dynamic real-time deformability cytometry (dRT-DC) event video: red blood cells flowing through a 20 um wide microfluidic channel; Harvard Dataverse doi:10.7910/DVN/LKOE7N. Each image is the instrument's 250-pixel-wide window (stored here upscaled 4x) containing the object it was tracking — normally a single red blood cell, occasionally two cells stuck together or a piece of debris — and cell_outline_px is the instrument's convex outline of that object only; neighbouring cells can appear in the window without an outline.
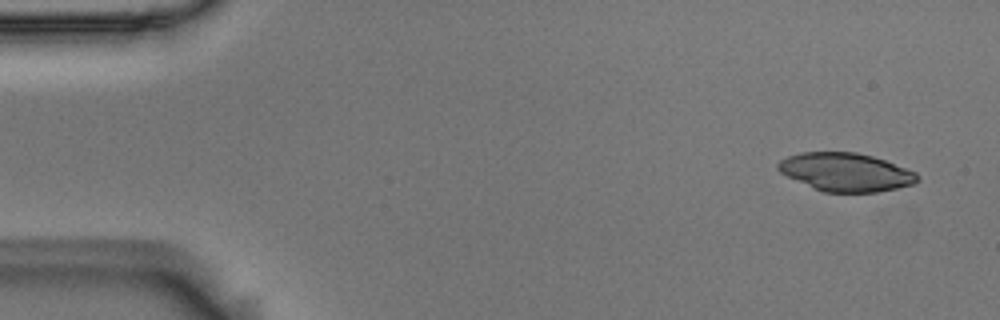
{"species": "Egyptian fruit bat (a non-hibernating species)", "species_latin": "Rousettus aegyptiacus", "temperature_condition": "room temperature", "stored_images_in_passage": 3, "camera_frame_rate_fps": 3000, "um_per_image_px": 0.085, "animal": {"sex": "male"}, "frame": {"image": 1, "passage_image": 1, "time_ms": 0.0, "image_size_px": [1000, 320], "cell_outline_px": [[920, 176], [912, 184], [896, 188], [876, 192], [824, 192], [788, 176], [780, 172], [776, 168], [776, 164], [780, 160], [788, 156], [800, 152], [856, 152], [872, 156], [884, 160], [916, 172]], "centroid_in_image_um": [71.87, 14.62], "position_along_channel_um": 13.1, "area_um2": 30.75}}
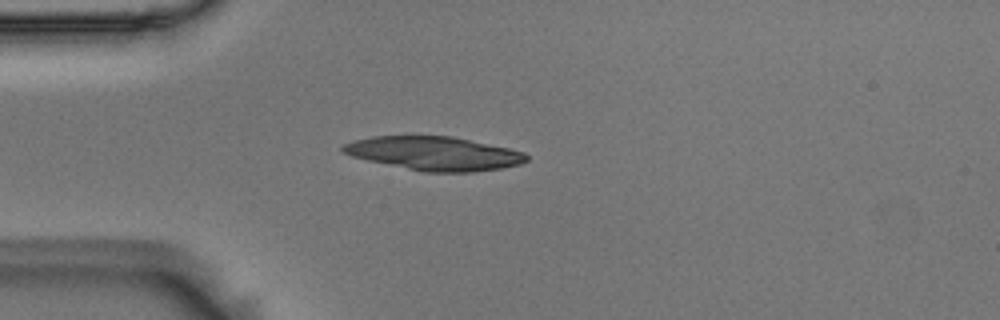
{"frame": {"image": 2, "passage_image": 3, "time_ms": 0.667, "image_size_px": [1000, 320], "cell_outline_px": [[528, 160], [520, 164], [500, 168], [472, 172], [424, 172], [368, 160], [352, 156], [340, 152], [340, 148], [344, 144], [352, 140], [372, 136], [452, 136], [508, 148], [524, 152], [528, 156]], "centroid_in_image_um": [36.88, 13.04], "position_along_channel_um": 48.1, "area_um2": 35.95}}